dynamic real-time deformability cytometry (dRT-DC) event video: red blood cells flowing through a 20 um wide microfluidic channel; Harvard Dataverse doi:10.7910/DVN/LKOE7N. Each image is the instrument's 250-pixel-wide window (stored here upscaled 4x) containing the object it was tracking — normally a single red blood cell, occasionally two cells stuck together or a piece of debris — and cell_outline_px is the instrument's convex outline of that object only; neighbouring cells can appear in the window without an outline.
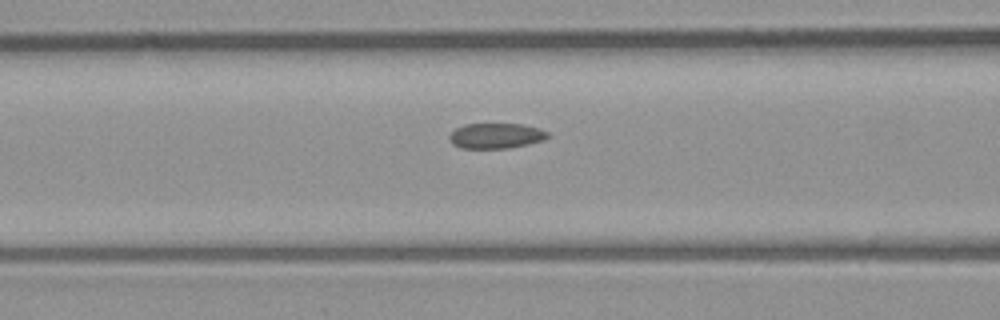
{"species": "common noctule bat (a hibernating species)", "species_latin": "Nyctalus noctula", "temperature_condition": "room temperature", "stored_images_in_passage": 5, "camera_frame_rate_fps": 3000, "um_per_image_px": 0.085, "animal": {"sex": "male", "body_mass_g": 23.1, "forearm_length_mm": 52.7}, "frame": {"image": 1, "passage_image": 4, "time_ms": 4.333, "image_size_px": [1000, 320], "cell_outline_px": [[548, 136], [540, 140], [528, 144], [508, 148], [460, 148], [452, 144], [448, 140], [448, 136], [456, 128], [464, 124], [524, 124], [548, 132]], "centroid_in_image_um": [42.08, 11.54], "position_along_channel_um": 124.5, "area_um2": 14.39}}